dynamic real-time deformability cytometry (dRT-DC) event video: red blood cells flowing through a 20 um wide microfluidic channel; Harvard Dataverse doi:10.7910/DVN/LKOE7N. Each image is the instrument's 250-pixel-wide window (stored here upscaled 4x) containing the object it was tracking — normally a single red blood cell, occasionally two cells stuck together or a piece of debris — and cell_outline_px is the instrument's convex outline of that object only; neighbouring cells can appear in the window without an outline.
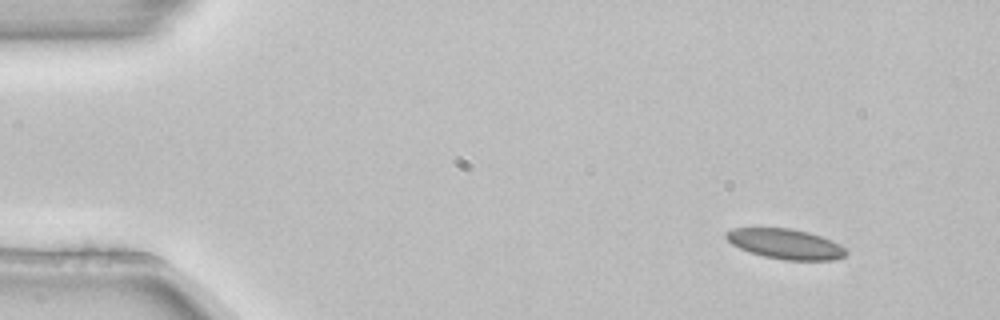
{"species": "common noctule bat (a hibernating species)", "species_latin": "Nyctalus noctula", "temperature_condition": "room temperature", "stored_images_in_passage": 5, "camera_frame_rate_fps": 3000, "um_per_image_px": 0.085, "animal": {"sex": "female", "body_mass_g": 22.7, "forearm_length_mm": 54.2}, "frame": {"image": 1, "passage_image": 1, "time_ms": 0.0, "image_size_px": [1000, 320], "cell_outline_px": [[848, 252], [844, 256], [832, 260], [784, 260], [764, 256], [748, 252], [732, 244], [724, 236], [724, 232], [732, 228], [792, 228], [808, 232], [820, 236], [840, 244]], "centroid_in_image_um": [66.73, 20.73], "position_along_channel_um": 18.3, "area_um2": 21.04}}
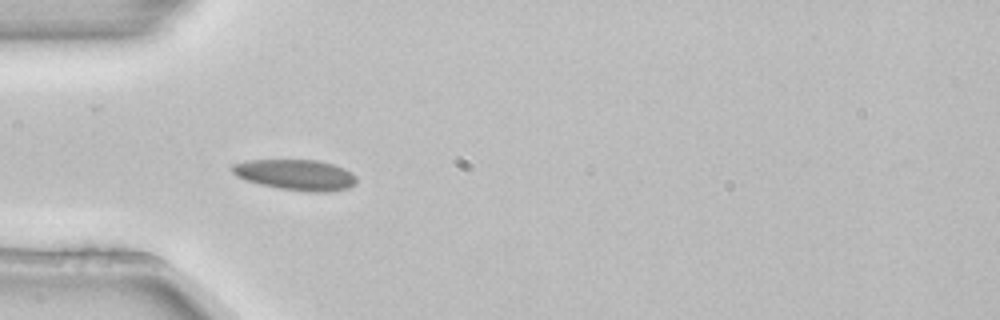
{"frame": {"image": 2, "passage_image": 4, "time_ms": 1.0, "image_size_px": [1000, 320], "cell_outline_px": [[356, 184], [348, 188], [328, 192], [312, 192], [280, 188], [260, 184], [236, 176], [232, 172], [232, 164], [248, 160], [316, 160], [332, 164], [344, 168], [352, 172], [356, 176]], "centroid_in_image_um": [25.17, 14.86], "position_along_channel_um": 59.8, "area_um2": 22.14}}